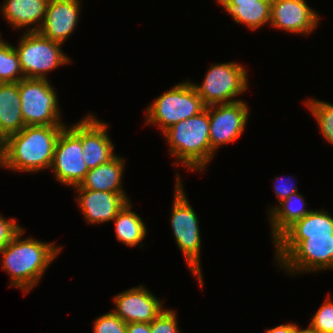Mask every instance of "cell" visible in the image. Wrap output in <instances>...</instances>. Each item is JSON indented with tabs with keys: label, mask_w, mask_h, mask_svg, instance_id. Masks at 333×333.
Returning <instances> with one entry per match:
<instances>
[{
	"label": "cell",
	"mask_w": 333,
	"mask_h": 333,
	"mask_svg": "<svg viewBox=\"0 0 333 333\" xmlns=\"http://www.w3.org/2000/svg\"><path fill=\"white\" fill-rule=\"evenodd\" d=\"M25 127L18 83H0V131L6 136Z\"/></svg>",
	"instance_id": "obj_19"
},
{
	"label": "cell",
	"mask_w": 333,
	"mask_h": 333,
	"mask_svg": "<svg viewBox=\"0 0 333 333\" xmlns=\"http://www.w3.org/2000/svg\"><path fill=\"white\" fill-rule=\"evenodd\" d=\"M24 233L25 229H20L0 255L3 258L2 269L8 272L11 279L10 286L28 293L37 286L46 268L61 252V247L32 237L21 239Z\"/></svg>",
	"instance_id": "obj_1"
},
{
	"label": "cell",
	"mask_w": 333,
	"mask_h": 333,
	"mask_svg": "<svg viewBox=\"0 0 333 333\" xmlns=\"http://www.w3.org/2000/svg\"><path fill=\"white\" fill-rule=\"evenodd\" d=\"M216 1L226 10L229 6L258 4V1H272V0H216Z\"/></svg>",
	"instance_id": "obj_32"
},
{
	"label": "cell",
	"mask_w": 333,
	"mask_h": 333,
	"mask_svg": "<svg viewBox=\"0 0 333 333\" xmlns=\"http://www.w3.org/2000/svg\"><path fill=\"white\" fill-rule=\"evenodd\" d=\"M293 333H320V332L317 329H315L311 324H309V327L307 329H301L295 323Z\"/></svg>",
	"instance_id": "obj_34"
},
{
	"label": "cell",
	"mask_w": 333,
	"mask_h": 333,
	"mask_svg": "<svg viewBox=\"0 0 333 333\" xmlns=\"http://www.w3.org/2000/svg\"><path fill=\"white\" fill-rule=\"evenodd\" d=\"M48 1L5 0L1 12L12 27L20 29L33 25L27 32H38L45 19Z\"/></svg>",
	"instance_id": "obj_17"
},
{
	"label": "cell",
	"mask_w": 333,
	"mask_h": 333,
	"mask_svg": "<svg viewBox=\"0 0 333 333\" xmlns=\"http://www.w3.org/2000/svg\"><path fill=\"white\" fill-rule=\"evenodd\" d=\"M79 193L76 201L89 224L113 221L119 211L130 201L126 195L106 191L73 187Z\"/></svg>",
	"instance_id": "obj_16"
},
{
	"label": "cell",
	"mask_w": 333,
	"mask_h": 333,
	"mask_svg": "<svg viewBox=\"0 0 333 333\" xmlns=\"http://www.w3.org/2000/svg\"><path fill=\"white\" fill-rule=\"evenodd\" d=\"M333 235V217L327 211L312 210L295 221L276 240H305L308 236Z\"/></svg>",
	"instance_id": "obj_20"
},
{
	"label": "cell",
	"mask_w": 333,
	"mask_h": 333,
	"mask_svg": "<svg viewBox=\"0 0 333 333\" xmlns=\"http://www.w3.org/2000/svg\"><path fill=\"white\" fill-rule=\"evenodd\" d=\"M56 94L48 79L23 78L19 81L21 111L25 126L66 125L60 119Z\"/></svg>",
	"instance_id": "obj_9"
},
{
	"label": "cell",
	"mask_w": 333,
	"mask_h": 333,
	"mask_svg": "<svg viewBox=\"0 0 333 333\" xmlns=\"http://www.w3.org/2000/svg\"><path fill=\"white\" fill-rule=\"evenodd\" d=\"M305 103L316 118L322 136L333 146V105L317 99H309Z\"/></svg>",
	"instance_id": "obj_25"
},
{
	"label": "cell",
	"mask_w": 333,
	"mask_h": 333,
	"mask_svg": "<svg viewBox=\"0 0 333 333\" xmlns=\"http://www.w3.org/2000/svg\"><path fill=\"white\" fill-rule=\"evenodd\" d=\"M126 333H150V323H127Z\"/></svg>",
	"instance_id": "obj_31"
},
{
	"label": "cell",
	"mask_w": 333,
	"mask_h": 333,
	"mask_svg": "<svg viewBox=\"0 0 333 333\" xmlns=\"http://www.w3.org/2000/svg\"><path fill=\"white\" fill-rule=\"evenodd\" d=\"M294 332V324L293 323H287V324H281L277 325L274 328L268 329L265 333H293Z\"/></svg>",
	"instance_id": "obj_33"
},
{
	"label": "cell",
	"mask_w": 333,
	"mask_h": 333,
	"mask_svg": "<svg viewBox=\"0 0 333 333\" xmlns=\"http://www.w3.org/2000/svg\"><path fill=\"white\" fill-rule=\"evenodd\" d=\"M150 333H180L176 313L164 309L151 323Z\"/></svg>",
	"instance_id": "obj_28"
},
{
	"label": "cell",
	"mask_w": 333,
	"mask_h": 333,
	"mask_svg": "<svg viewBox=\"0 0 333 333\" xmlns=\"http://www.w3.org/2000/svg\"><path fill=\"white\" fill-rule=\"evenodd\" d=\"M209 112L206 107L199 114L182 120L167 129L165 136L170 155L189 170L204 171L215 152L211 149L209 136Z\"/></svg>",
	"instance_id": "obj_3"
},
{
	"label": "cell",
	"mask_w": 333,
	"mask_h": 333,
	"mask_svg": "<svg viewBox=\"0 0 333 333\" xmlns=\"http://www.w3.org/2000/svg\"><path fill=\"white\" fill-rule=\"evenodd\" d=\"M304 196L299 192L291 194L279 202L280 206H273L270 208L268 215L270 225L272 226V240L273 242L295 221L302 219L305 215L309 214L312 210L305 209Z\"/></svg>",
	"instance_id": "obj_21"
},
{
	"label": "cell",
	"mask_w": 333,
	"mask_h": 333,
	"mask_svg": "<svg viewBox=\"0 0 333 333\" xmlns=\"http://www.w3.org/2000/svg\"><path fill=\"white\" fill-rule=\"evenodd\" d=\"M67 125H29L7 137L2 167L17 172L51 168L55 145Z\"/></svg>",
	"instance_id": "obj_2"
},
{
	"label": "cell",
	"mask_w": 333,
	"mask_h": 333,
	"mask_svg": "<svg viewBox=\"0 0 333 333\" xmlns=\"http://www.w3.org/2000/svg\"><path fill=\"white\" fill-rule=\"evenodd\" d=\"M22 229L16 223V219H5L0 214V251L13 239V237Z\"/></svg>",
	"instance_id": "obj_29"
},
{
	"label": "cell",
	"mask_w": 333,
	"mask_h": 333,
	"mask_svg": "<svg viewBox=\"0 0 333 333\" xmlns=\"http://www.w3.org/2000/svg\"><path fill=\"white\" fill-rule=\"evenodd\" d=\"M176 186L171 213V227L179 250L183 253L193 276L195 275L203 287L200 265L201 235L196 212L189 204L184 193L180 174H176Z\"/></svg>",
	"instance_id": "obj_5"
},
{
	"label": "cell",
	"mask_w": 333,
	"mask_h": 333,
	"mask_svg": "<svg viewBox=\"0 0 333 333\" xmlns=\"http://www.w3.org/2000/svg\"><path fill=\"white\" fill-rule=\"evenodd\" d=\"M280 268L293 276L298 272L333 269V235L308 236L305 240H275Z\"/></svg>",
	"instance_id": "obj_4"
},
{
	"label": "cell",
	"mask_w": 333,
	"mask_h": 333,
	"mask_svg": "<svg viewBox=\"0 0 333 333\" xmlns=\"http://www.w3.org/2000/svg\"><path fill=\"white\" fill-rule=\"evenodd\" d=\"M131 208L132 204L128 201L113 221L117 240L126 246L134 247L146 237L147 228L142 218L131 211Z\"/></svg>",
	"instance_id": "obj_22"
},
{
	"label": "cell",
	"mask_w": 333,
	"mask_h": 333,
	"mask_svg": "<svg viewBox=\"0 0 333 333\" xmlns=\"http://www.w3.org/2000/svg\"><path fill=\"white\" fill-rule=\"evenodd\" d=\"M14 47L25 78L48 79L46 73L70 62L61 43L44 37L39 32H24Z\"/></svg>",
	"instance_id": "obj_7"
},
{
	"label": "cell",
	"mask_w": 333,
	"mask_h": 333,
	"mask_svg": "<svg viewBox=\"0 0 333 333\" xmlns=\"http://www.w3.org/2000/svg\"><path fill=\"white\" fill-rule=\"evenodd\" d=\"M7 137L0 131V157L2 158L6 152Z\"/></svg>",
	"instance_id": "obj_35"
},
{
	"label": "cell",
	"mask_w": 333,
	"mask_h": 333,
	"mask_svg": "<svg viewBox=\"0 0 333 333\" xmlns=\"http://www.w3.org/2000/svg\"><path fill=\"white\" fill-rule=\"evenodd\" d=\"M81 0H49L45 19L38 32L52 41L64 44L77 26Z\"/></svg>",
	"instance_id": "obj_15"
},
{
	"label": "cell",
	"mask_w": 333,
	"mask_h": 333,
	"mask_svg": "<svg viewBox=\"0 0 333 333\" xmlns=\"http://www.w3.org/2000/svg\"><path fill=\"white\" fill-rule=\"evenodd\" d=\"M113 301V312L126 323H151L164 310L161 300L144 285L119 293Z\"/></svg>",
	"instance_id": "obj_13"
},
{
	"label": "cell",
	"mask_w": 333,
	"mask_h": 333,
	"mask_svg": "<svg viewBox=\"0 0 333 333\" xmlns=\"http://www.w3.org/2000/svg\"><path fill=\"white\" fill-rule=\"evenodd\" d=\"M206 108L190 81L167 90L146 109V123L159 124L162 134L182 120L199 114Z\"/></svg>",
	"instance_id": "obj_6"
},
{
	"label": "cell",
	"mask_w": 333,
	"mask_h": 333,
	"mask_svg": "<svg viewBox=\"0 0 333 333\" xmlns=\"http://www.w3.org/2000/svg\"><path fill=\"white\" fill-rule=\"evenodd\" d=\"M329 296L330 294L310 322L320 333H333V301Z\"/></svg>",
	"instance_id": "obj_26"
},
{
	"label": "cell",
	"mask_w": 333,
	"mask_h": 333,
	"mask_svg": "<svg viewBox=\"0 0 333 333\" xmlns=\"http://www.w3.org/2000/svg\"><path fill=\"white\" fill-rule=\"evenodd\" d=\"M209 136L211 149L237 140L245 129L249 118V107L243 100L227 104L208 106Z\"/></svg>",
	"instance_id": "obj_11"
},
{
	"label": "cell",
	"mask_w": 333,
	"mask_h": 333,
	"mask_svg": "<svg viewBox=\"0 0 333 333\" xmlns=\"http://www.w3.org/2000/svg\"><path fill=\"white\" fill-rule=\"evenodd\" d=\"M244 68L237 62L215 63L207 71L201 85L191 84L206 107L240 101L233 97H238L249 87Z\"/></svg>",
	"instance_id": "obj_8"
},
{
	"label": "cell",
	"mask_w": 333,
	"mask_h": 333,
	"mask_svg": "<svg viewBox=\"0 0 333 333\" xmlns=\"http://www.w3.org/2000/svg\"><path fill=\"white\" fill-rule=\"evenodd\" d=\"M23 78L25 77L14 46L2 40L0 35V83H18Z\"/></svg>",
	"instance_id": "obj_24"
},
{
	"label": "cell",
	"mask_w": 333,
	"mask_h": 333,
	"mask_svg": "<svg viewBox=\"0 0 333 333\" xmlns=\"http://www.w3.org/2000/svg\"><path fill=\"white\" fill-rule=\"evenodd\" d=\"M0 167L2 168V158L0 157Z\"/></svg>",
	"instance_id": "obj_36"
},
{
	"label": "cell",
	"mask_w": 333,
	"mask_h": 333,
	"mask_svg": "<svg viewBox=\"0 0 333 333\" xmlns=\"http://www.w3.org/2000/svg\"><path fill=\"white\" fill-rule=\"evenodd\" d=\"M127 323L113 311L99 316L93 324V333H126Z\"/></svg>",
	"instance_id": "obj_27"
},
{
	"label": "cell",
	"mask_w": 333,
	"mask_h": 333,
	"mask_svg": "<svg viewBox=\"0 0 333 333\" xmlns=\"http://www.w3.org/2000/svg\"><path fill=\"white\" fill-rule=\"evenodd\" d=\"M72 125L61 131L50 169L60 183L75 187L80 185L89 169L83 159L81 120Z\"/></svg>",
	"instance_id": "obj_10"
},
{
	"label": "cell",
	"mask_w": 333,
	"mask_h": 333,
	"mask_svg": "<svg viewBox=\"0 0 333 333\" xmlns=\"http://www.w3.org/2000/svg\"><path fill=\"white\" fill-rule=\"evenodd\" d=\"M289 178V177H288ZM283 180L280 184L279 181ZM287 180V181H286ZM275 181L277 182L275 185H274V191H275V194L277 196V199H278V203L285 199V198H288L291 194H294L296 192H298L297 190V187L295 185H293L291 182H290V179H280L279 177H277L275 179ZM285 181V182H284Z\"/></svg>",
	"instance_id": "obj_30"
},
{
	"label": "cell",
	"mask_w": 333,
	"mask_h": 333,
	"mask_svg": "<svg viewBox=\"0 0 333 333\" xmlns=\"http://www.w3.org/2000/svg\"><path fill=\"white\" fill-rule=\"evenodd\" d=\"M107 127L109 126L105 122H101L93 114H88L81 120L83 159L88 169L106 163L116 155Z\"/></svg>",
	"instance_id": "obj_14"
},
{
	"label": "cell",
	"mask_w": 333,
	"mask_h": 333,
	"mask_svg": "<svg viewBox=\"0 0 333 333\" xmlns=\"http://www.w3.org/2000/svg\"><path fill=\"white\" fill-rule=\"evenodd\" d=\"M318 12L305 0H272L270 25L290 33L310 34L318 25Z\"/></svg>",
	"instance_id": "obj_12"
},
{
	"label": "cell",
	"mask_w": 333,
	"mask_h": 333,
	"mask_svg": "<svg viewBox=\"0 0 333 333\" xmlns=\"http://www.w3.org/2000/svg\"><path fill=\"white\" fill-rule=\"evenodd\" d=\"M271 1H258V4L229 6L226 12L238 24L242 23L251 30L270 24Z\"/></svg>",
	"instance_id": "obj_23"
},
{
	"label": "cell",
	"mask_w": 333,
	"mask_h": 333,
	"mask_svg": "<svg viewBox=\"0 0 333 333\" xmlns=\"http://www.w3.org/2000/svg\"><path fill=\"white\" fill-rule=\"evenodd\" d=\"M124 162L122 157L119 158V156L115 155L108 162L89 169L79 187L127 195L121 186Z\"/></svg>",
	"instance_id": "obj_18"
}]
</instances>
